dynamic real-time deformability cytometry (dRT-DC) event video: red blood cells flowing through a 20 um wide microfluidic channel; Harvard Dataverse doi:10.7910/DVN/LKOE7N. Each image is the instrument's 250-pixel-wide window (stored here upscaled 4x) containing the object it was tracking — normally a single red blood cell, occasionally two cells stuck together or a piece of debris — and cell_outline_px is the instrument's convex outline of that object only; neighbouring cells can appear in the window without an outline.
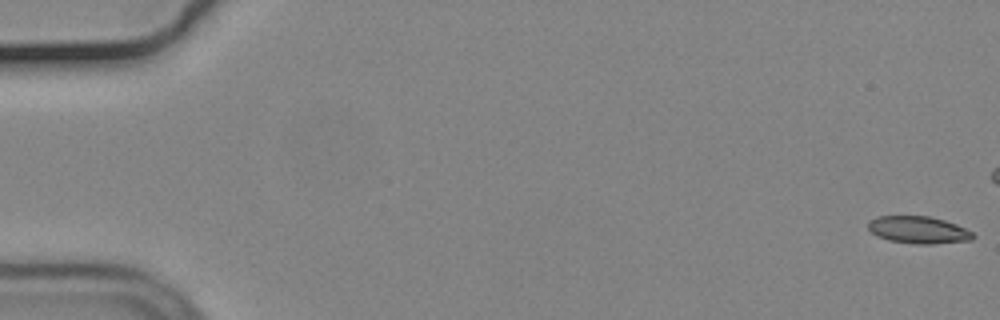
{"species": "common noctule bat (a hibernating species)", "species_latin": "Nyctalus noctula", "temperature_condition": "cold", "stored_images_in_passage": 57, "camera_frame_rate_fps": 3000, "um_per_image_px": 0.085, "animal": {"sex": "male", "body_mass_g": 19.2, "forearm_length_mm": 51.8}, "frame": {"image": 1, "passage_image": 1, "time_ms": 0.0, "image_size_px": [1000, 320], "cell_outline_px": [[976, 236], [972, 240], [932, 244], [912, 244], [888, 240], [876, 236], [868, 228], [868, 220], [876, 216], [928, 216], [944, 220], [956, 224], [972, 232]], "centroid_in_image_um": [78.04, 19.54], "position_along_channel_um": 7.0, "area_um2": 16.76}}
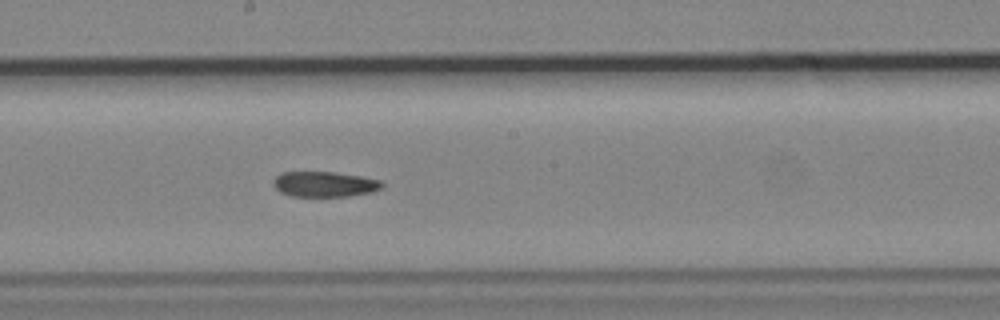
{"frame": {"image": 2, "passage_image": 31, "time_ms": 10.0, "image_size_px": [1000, 320], "cell_outline_px": [[384, 184], [380, 188], [372, 192], [348, 196], [292, 196], [280, 192], [272, 184], [272, 180], [280, 172], [336, 172], [360, 176], [380, 180]], "centroid_in_image_um": [27.55, 15.65], "position_along_channel_um": 220.6, "area_um2": 16.07}}
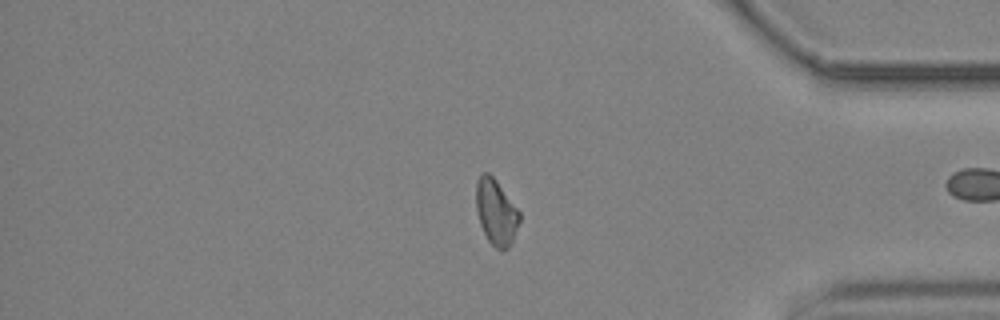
{"frame": {"image": 3, "passage_image": 47, "time_ms": 15.333, "image_size_px": [1000, 320], "cell_outline_px": [[520, 220], [512, 240], [508, 248], [496, 248], [488, 240], [480, 224], [476, 208], [476, 180], [480, 172], [488, 172], [496, 180], [520, 212]], "centroid_in_image_um": [42.14, 17.98], "position_along_channel_um": 393.1, "area_um2": 16.42}}